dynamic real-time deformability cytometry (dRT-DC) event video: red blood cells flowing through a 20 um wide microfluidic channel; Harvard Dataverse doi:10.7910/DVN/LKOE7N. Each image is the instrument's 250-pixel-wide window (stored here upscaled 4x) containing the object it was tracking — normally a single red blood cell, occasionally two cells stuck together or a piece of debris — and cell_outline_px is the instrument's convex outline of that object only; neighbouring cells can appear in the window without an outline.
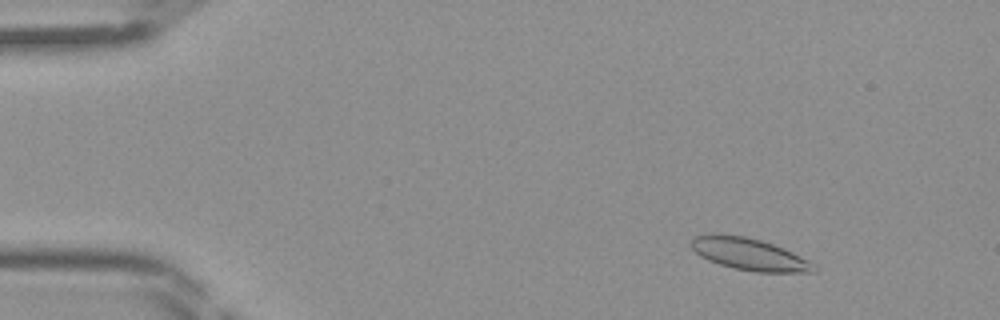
{"species": "Egyptian fruit bat (a non-hibernating species)", "species_latin": "Rousettus aegyptiacus", "temperature_condition": "room temperature", "stored_images_in_passage": 42, "camera_frame_rate_fps": 3000, "um_per_image_px": 0.085, "frame": {"image": 1, "passage_image": 6, "time_ms": 1.667, "image_size_px": [1000, 320], "cell_outline_px": [[816, 272], [756, 272], [732, 268], [708, 260], [700, 256], [692, 248], [692, 240], [696, 236], [712, 232], [716, 232], [744, 236], [760, 240], [784, 248], [816, 264]], "centroid_in_image_um": [63.68, 21.59], "position_along_channel_um": 21.3, "area_um2": 23.0}}
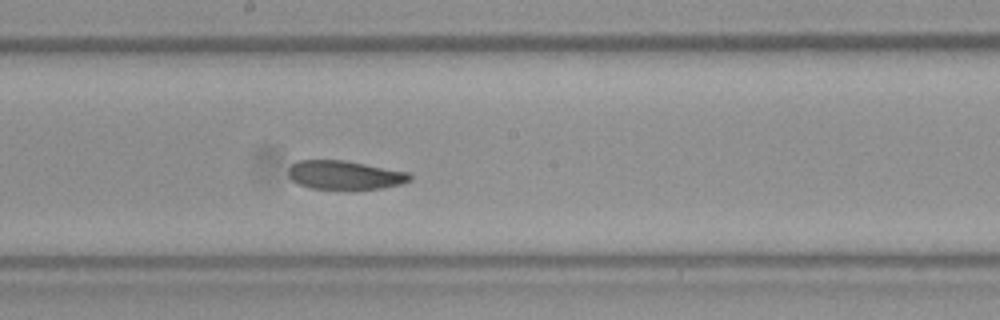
{"frame": {"image": 2, "passage_image": 25, "time_ms": 8.0, "image_size_px": [1000, 320], "cell_outline_px": [[412, 180], [400, 184], [380, 188], [352, 192], [312, 188], [300, 184], [292, 180], [288, 176], [288, 168], [296, 160], [344, 160], [412, 172]], "centroid_in_image_um": [29.34, 14.91], "position_along_channel_um": 218.9, "area_um2": 21.27}}
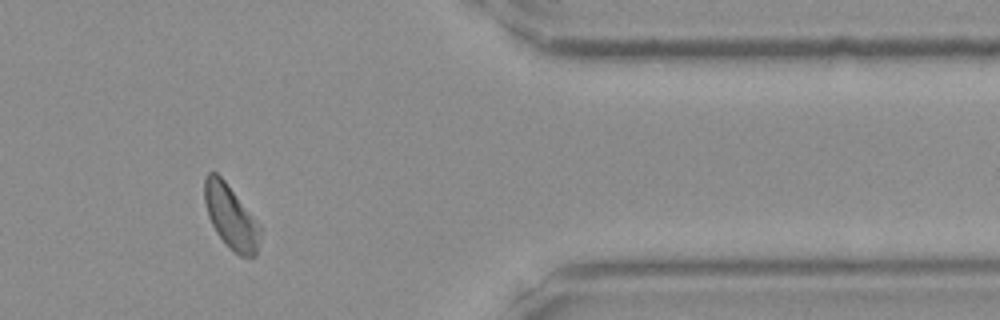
{"frame": {"image": 3, "passage_image": 38, "time_ms": 12.333, "image_size_px": [1000, 320], "cell_outline_px": [[264, 228], [256, 256], [240, 256], [232, 252], [228, 248], [216, 232], [208, 216], [204, 200], [204, 176], [208, 172], [216, 172], [224, 180]], "centroid_in_image_um": [19.66, 18.46], "position_along_channel_um": 391.7, "area_um2": 21.15}}